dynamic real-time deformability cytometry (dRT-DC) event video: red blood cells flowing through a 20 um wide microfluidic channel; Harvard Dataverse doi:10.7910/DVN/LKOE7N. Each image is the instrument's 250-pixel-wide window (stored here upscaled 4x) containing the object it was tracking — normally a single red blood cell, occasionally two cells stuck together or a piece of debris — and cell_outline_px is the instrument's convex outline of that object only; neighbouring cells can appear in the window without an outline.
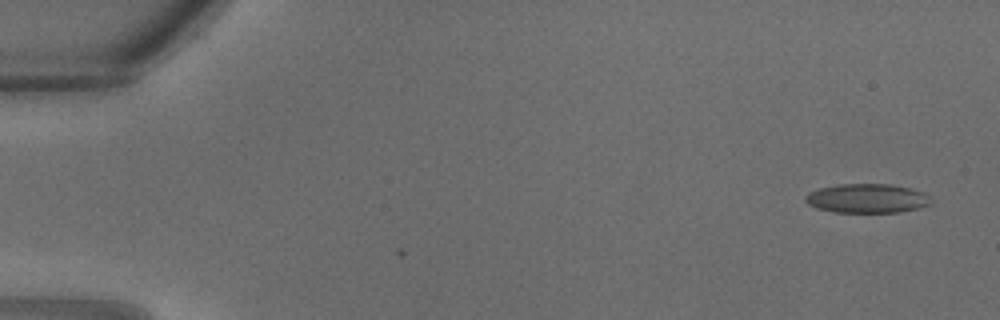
{"species": "common noctule bat (a hibernating species)", "species_latin": "Nyctalus noctula", "temperature_condition": "warm", "stored_images_in_passage": 10, "camera_frame_rate_fps": 3000, "um_per_image_px": 0.085, "animal": {"sex": "male", "body_mass_g": 18.8}, "frame": {"image": 1, "passage_image": 1, "time_ms": 0.0, "image_size_px": [1000, 320], "cell_outline_px": [[932, 204], [900, 212], [832, 212], [816, 208], [808, 204], [804, 200], [804, 196], [808, 192], [820, 188], [836, 184], [888, 184], [908, 188], [924, 192], [932, 196]], "centroid_in_image_um": [73.69, 16.86], "position_along_channel_um": 11.3, "area_um2": 21.5}}
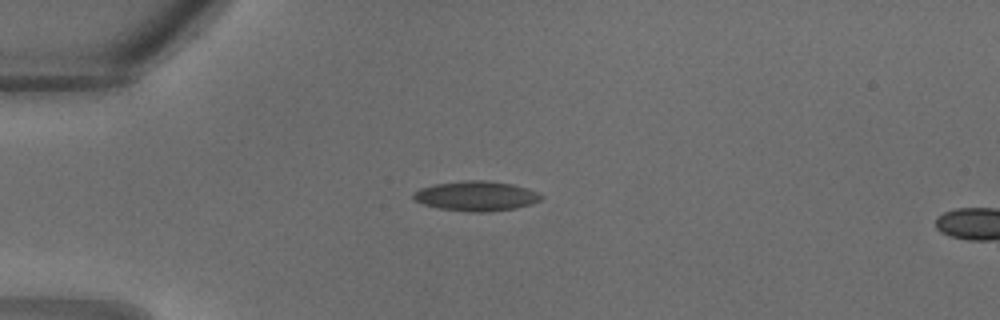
{"frame": {"image": 2, "passage_image": 8, "time_ms": 2.333, "image_size_px": [1000, 320], "cell_outline_px": [[544, 196], [540, 200], [532, 204], [516, 208], [488, 212], [468, 212], [440, 208], [424, 204], [416, 200], [412, 196], [412, 192], [420, 188], [436, 184], [464, 180], [488, 180], [512, 184], [528, 188], [540, 192]], "centroid_in_image_um": [40.52, 16.66], "position_along_channel_um": 44.5, "area_um2": 22.37}}